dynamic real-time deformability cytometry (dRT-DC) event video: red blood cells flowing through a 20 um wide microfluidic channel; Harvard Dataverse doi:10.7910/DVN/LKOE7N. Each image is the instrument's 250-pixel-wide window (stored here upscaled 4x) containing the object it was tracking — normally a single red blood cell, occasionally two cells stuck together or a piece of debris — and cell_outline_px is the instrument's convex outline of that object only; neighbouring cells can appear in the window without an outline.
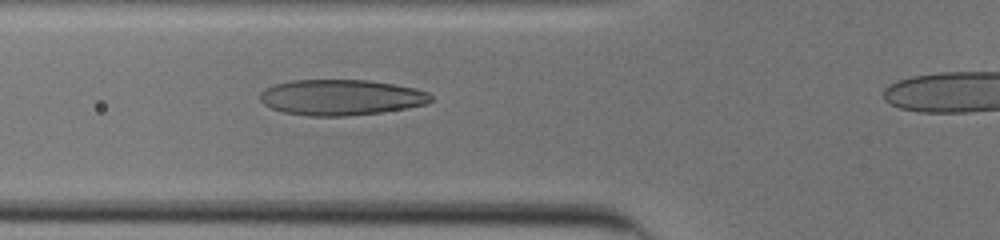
{"species": "human", "species_latin": "Homo sapiens", "temperature_condition": "cold", "stored_images_in_passage": 38, "camera_frame_rate_fps": 3000, "um_per_image_px": 0.085, "donor": {"sex": "male"}, "frame": {"image": 1, "passage_image": 13, "time_ms": 4.0, "image_size_px": [1000, 240], "cell_outline_px": [[432, 100], [428, 104], [408, 108], [380, 112], [348, 116], [308, 116], [284, 112], [272, 108], [264, 104], [260, 100], [260, 92], [264, 88], [276, 84], [292, 80], [368, 80], [396, 84], [416, 88], [428, 92], [432, 96]], "centroid_in_image_um": [29.01, 8.27], "position_along_channel_um": 96.8, "area_um2": 35.78}}
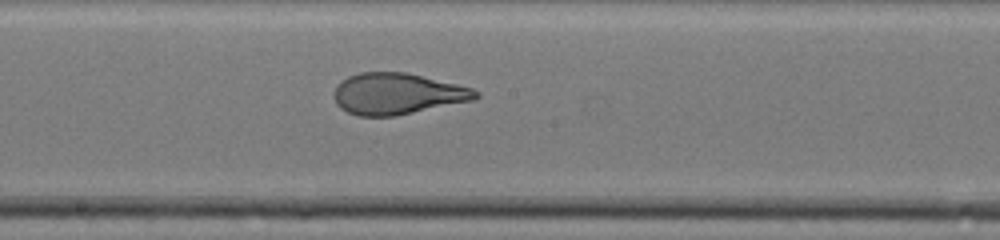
{"frame": {"image": 2, "passage_image": 22, "time_ms": 7.0, "image_size_px": [1000, 240], "cell_outline_px": [[480, 96], [472, 100], [396, 116], [356, 116], [340, 108], [336, 104], [332, 96], [336, 84], [348, 76], [360, 72], [404, 72], [456, 84], [472, 88], [480, 92]], "centroid_in_image_um": [33.71, 7.97], "position_along_channel_um": 214.5, "area_um2": 34.1}}
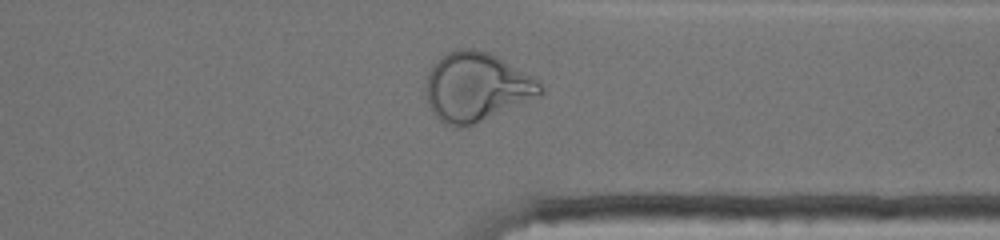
{"frame": {"image": 3, "passage_image": 34, "time_ms": 11.0, "image_size_px": [1000, 240], "cell_outline_px": [[544, 92], [540, 96], [472, 124], [460, 128], [456, 128], [444, 124], [432, 112], [428, 104], [424, 88], [428, 72], [436, 60], [440, 56], [448, 52], [460, 48], [472, 48], [488, 52], [496, 56], [532, 76], [544, 88]], "centroid_in_image_um": [40.45, 7.39], "position_along_channel_um": 371.0, "area_um2": 45.84}, "authors_computed_cell_mechanics": {"area_um2": 34.9401, "velocity_mm_per_s": 3.923, "shape_relaxation_time_tau1_ms": 8.5062, "shape_relaxation_time_tau2_ms": 0.6969, "deformation_change_tau1": 0.3179, "deformation_change_tau2": 0.0652}}